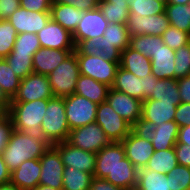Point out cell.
I'll return each instance as SVG.
<instances>
[{
	"label": "cell",
	"instance_id": "9",
	"mask_svg": "<svg viewBox=\"0 0 190 190\" xmlns=\"http://www.w3.org/2000/svg\"><path fill=\"white\" fill-rule=\"evenodd\" d=\"M67 142L76 148L98 153L111 141L96 122L70 130Z\"/></svg>",
	"mask_w": 190,
	"mask_h": 190
},
{
	"label": "cell",
	"instance_id": "1",
	"mask_svg": "<svg viewBox=\"0 0 190 190\" xmlns=\"http://www.w3.org/2000/svg\"><path fill=\"white\" fill-rule=\"evenodd\" d=\"M47 103L48 99L11 102L8 115L13 122V128L40 142H49L41 127L43 116L47 110Z\"/></svg>",
	"mask_w": 190,
	"mask_h": 190
},
{
	"label": "cell",
	"instance_id": "11",
	"mask_svg": "<svg viewBox=\"0 0 190 190\" xmlns=\"http://www.w3.org/2000/svg\"><path fill=\"white\" fill-rule=\"evenodd\" d=\"M126 157L137 169L145 168L154 153L149 136L138 128H134L122 141Z\"/></svg>",
	"mask_w": 190,
	"mask_h": 190
},
{
	"label": "cell",
	"instance_id": "19",
	"mask_svg": "<svg viewBox=\"0 0 190 190\" xmlns=\"http://www.w3.org/2000/svg\"><path fill=\"white\" fill-rule=\"evenodd\" d=\"M51 19L50 12H36L19 7L7 20L17 33L37 34Z\"/></svg>",
	"mask_w": 190,
	"mask_h": 190
},
{
	"label": "cell",
	"instance_id": "46",
	"mask_svg": "<svg viewBox=\"0 0 190 190\" xmlns=\"http://www.w3.org/2000/svg\"><path fill=\"white\" fill-rule=\"evenodd\" d=\"M100 0H52V3L74 6L81 11H91L98 8Z\"/></svg>",
	"mask_w": 190,
	"mask_h": 190
},
{
	"label": "cell",
	"instance_id": "13",
	"mask_svg": "<svg viewBox=\"0 0 190 190\" xmlns=\"http://www.w3.org/2000/svg\"><path fill=\"white\" fill-rule=\"evenodd\" d=\"M177 106L174 102H162L146 98L142 102V116L138 129L145 130L161 124L174 121Z\"/></svg>",
	"mask_w": 190,
	"mask_h": 190
},
{
	"label": "cell",
	"instance_id": "50",
	"mask_svg": "<svg viewBox=\"0 0 190 190\" xmlns=\"http://www.w3.org/2000/svg\"><path fill=\"white\" fill-rule=\"evenodd\" d=\"M20 7V0H0V19H8Z\"/></svg>",
	"mask_w": 190,
	"mask_h": 190
},
{
	"label": "cell",
	"instance_id": "28",
	"mask_svg": "<svg viewBox=\"0 0 190 190\" xmlns=\"http://www.w3.org/2000/svg\"><path fill=\"white\" fill-rule=\"evenodd\" d=\"M120 67L132 72L139 78L151 74V59L142 55L139 51L130 46L121 52Z\"/></svg>",
	"mask_w": 190,
	"mask_h": 190
},
{
	"label": "cell",
	"instance_id": "17",
	"mask_svg": "<svg viewBox=\"0 0 190 190\" xmlns=\"http://www.w3.org/2000/svg\"><path fill=\"white\" fill-rule=\"evenodd\" d=\"M53 147L59 152L65 167H72L94 175L96 153L76 148L67 141L54 144Z\"/></svg>",
	"mask_w": 190,
	"mask_h": 190
},
{
	"label": "cell",
	"instance_id": "24",
	"mask_svg": "<svg viewBox=\"0 0 190 190\" xmlns=\"http://www.w3.org/2000/svg\"><path fill=\"white\" fill-rule=\"evenodd\" d=\"M151 74L158 79H174L175 50L159 43L158 50L151 56Z\"/></svg>",
	"mask_w": 190,
	"mask_h": 190
},
{
	"label": "cell",
	"instance_id": "20",
	"mask_svg": "<svg viewBox=\"0 0 190 190\" xmlns=\"http://www.w3.org/2000/svg\"><path fill=\"white\" fill-rule=\"evenodd\" d=\"M126 157L122 142H111L96 153L94 177L106 176Z\"/></svg>",
	"mask_w": 190,
	"mask_h": 190
},
{
	"label": "cell",
	"instance_id": "29",
	"mask_svg": "<svg viewBox=\"0 0 190 190\" xmlns=\"http://www.w3.org/2000/svg\"><path fill=\"white\" fill-rule=\"evenodd\" d=\"M50 15L53 21L73 33L83 17V11L76 9L74 6L52 3Z\"/></svg>",
	"mask_w": 190,
	"mask_h": 190
},
{
	"label": "cell",
	"instance_id": "14",
	"mask_svg": "<svg viewBox=\"0 0 190 190\" xmlns=\"http://www.w3.org/2000/svg\"><path fill=\"white\" fill-rule=\"evenodd\" d=\"M170 26L166 13L141 16L129 13L126 28L129 36L153 35L161 37Z\"/></svg>",
	"mask_w": 190,
	"mask_h": 190
},
{
	"label": "cell",
	"instance_id": "21",
	"mask_svg": "<svg viewBox=\"0 0 190 190\" xmlns=\"http://www.w3.org/2000/svg\"><path fill=\"white\" fill-rule=\"evenodd\" d=\"M143 131L149 136L154 151L168 150L175 147L177 143L179 126L175 121L161 122Z\"/></svg>",
	"mask_w": 190,
	"mask_h": 190
},
{
	"label": "cell",
	"instance_id": "10",
	"mask_svg": "<svg viewBox=\"0 0 190 190\" xmlns=\"http://www.w3.org/2000/svg\"><path fill=\"white\" fill-rule=\"evenodd\" d=\"M98 104L73 93L65 97V114L70 130L96 121Z\"/></svg>",
	"mask_w": 190,
	"mask_h": 190
},
{
	"label": "cell",
	"instance_id": "34",
	"mask_svg": "<svg viewBox=\"0 0 190 190\" xmlns=\"http://www.w3.org/2000/svg\"><path fill=\"white\" fill-rule=\"evenodd\" d=\"M165 13L170 26L190 33V4H166Z\"/></svg>",
	"mask_w": 190,
	"mask_h": 190
},
{
	"label": "cell",
	"instance_id": "55",
	"mask_svg": "<svg viewBox=\"0 0 190 190\" xmlns=\"http://www.w3.org/2000/svg\"><path fill=\"white\" fill-rule=\"evenodd\" d=\"M177 143L190 146V125L179 128Z\"/></svg>",
	"mask_w": 190,
	"mask_h": 190
},
{
	"label": "cell",
	"instance_id": "2",
	"mask_svg": "<svg viewBox=\"0 0 190 190\" xmlns=\"http://www.w3.org/2000/svg\"><path fill=\"white\" fill-rule=\"evenodd\" d=\"M51 146L50 142H40L14 129L1 156L12 172L26 160L39 159Z\"/></svg>",
	"mask_w": 190,
	"mask_h": 190
},
{
	"label": "cell",
	"instance_id": "36",
	"mask_svg": "<svg viewBox=\"0 0 190 190\" xmlns=\"http://www.w3.org/2000/svg\"><path fill=\"white\" fill-rule=\"evenodd\" d=\"M98 8L108 23L126 24L129 16L128 4H116L100 0Z\"/></svg>",
	"mask_w": 190,
	"mask_h": 190
},
{
	"label": "cell",
	"instance_id": "23",
	"mask_svg": "<svg viewBox=\"0 0 190 190\" xmlns=\"http://www.w3.org/2000/svg\"><path fill=\"white\" fill-rule=\"evenodd\" d=\"M75 50H58L40 47L33 55L34 73L48 76Z\"/></svg>",
	"mask_w": 190,
	"mask_h": 190
},
{
	"label": "cell",
	"instance_id": "12",
	"mask_svg": "<svg viewBox=\"0 0 190 190\" xmlns=\"http://www.w3.org/2000/svg\"><path fill=\"white\" fill-rule=\"evenodd\" d=\"M54 97L48 76L31 73L20 82L18 91L11 102H29Z\"/></svg>",
	"mask_w": 190,
	"mask_h": 190
},
{
	"label": "cell",
	"instance_id": "30",
	"mask_svg": "<svg viewBox=\"0 0 190 190\" xmlns=\"http://www.w3.org/2000/svg\"><path fill=\"white\" fill-rule=\"evenodd\" d=\"M138 190H171L170 176L150 169H138Z\"/></svg>",
	"mask_w": 190,
	"mask_h": 190
},
{
	"label": "cell",
	"instance_id": "45",
	"mask_svg": "<svg viewBox=\"0 0 190 190\" xmlns=\"http://www.w3.org/2000/svg\"><path fill=\"white\" fill-rule=\"evenodd\" d=\"M13 130L12 120L10 119L8 113H4L0 116V154L7 146Z\"/></svg>",
	"mask_w": 190,
	"mask_h": 190
},
{
	"label": "cell",
	"instance_id": "60",
	"mask_svg": "<svg viewBox=\"0 0 190 190\" xmlns=\"http://www.w3.org/2000/svg\"><path fill=\"white\" fill-rule=\"evenodd\" d=\"M101 1L116 3V4H128L127 0H101Z\"/></svg>",
	"mask_w": 190,
	"mask_h": 190
},
{
	"label": "cell",
	"instance_id": "7",
	"mask_svg": "<svg viewBox=\"0 0 190 190\" xmlns=\"http://www.w3.org/2000/svg\"><path fill=\"white\" fill-rule=\"evenodd\" d=\"M108 24L99 8L83 11V17L72 33L76 47H87L95 39L103 37Z\"/></svg>",
	"mask_w": 190,
	"mask_h": 190
},
{
	"label": "cell",
	"instance_id": "3",
	"mask_svg": "<svg viewBox=\"0 0 190 190\" xmlns=\"http://www.w3.org/2000/svg\"><path fill=\"white\" fill-rule=\"evenodd\" d=\"M130 45L126 24L109 23L103 37L92 41L86 48L104 60L120 63L121 52Z\"/></svg>",
	"mask_w": 190,
	"mask_h": 190
},
{
	"label": "cell",
	"instance_id": "4",
	"mask_svg": "<svg viewBox=\"0 0 190 190\" xmlns=\"http://www.w3.org/2000/svg\"><path fill=\"white\" fill-rule=\"evenodd\" d=\"M80 74L112 86L120 63L104 60L86 47H76Z\"/></svg>",
	"mask_w": 190,
	"mask_h": 190
},
{
	"label": "cell",
	"instance_id": "37",
	"mask_svg": "<svg viewBox=\"0 0 190 190\" xmlns=\"http://www.w3.org/2000/svg\"><path fill=\"white\" fill-rule=\"evenodd\" d=\"M159 43H164L162 37L145 34L131 36L129 46L150 59L158 50Z\"/></svg>",
	"mask_w": 190,
	"mask_h": 190
},
{
	"label": "cell",
	"instance_id": "41",
	"mask_svg": "<svg viewBox=\"0 0 190 190\" xmlns=\"http://www.w3.org/2000/svg\"><path fill=\"white\" fill-rule=\"evenodd\" d=\"M17 31L7 19H0V58H6L12 51Z\"/></svg>",
	"mask_w": 190,
	"mask_h": 190
},
{
	"label": "cell",
	"instance_id": "26",
	"mask_svg": "<svg viewBox=\"0 0 190 190\" xmlns=\"http://www.w3.org/2000/svg\"><path fill=\"white\" fill-rule=\"evenodd\" d=\"M111 88L144 101L142 78L137 77L120 66L117 69Z\"/></svg>",
	"mask_w": 190,
	"mask_h": 190
},
{
	"label": "cell",
	"instance_id": "38",
	"mask_svg": "<svg viewBox=\"0 0 190 190\" xmlns=\"http://www.w3.org/2000/svg\"><path fill=\"white\" fill-rule=\"evenodd\" d=\"M129 13L141 16L155 15L165 12L166 4L157 0H127Z\"/></svg>",
	"mask_w": 190,
	"mask_h": 190
},
{
	"label": "cell",
	"instance_id": "16",
	"mask_svg": "<svg viewBox=\"0 0 190 190\" xmlns=\"http://www.w3.org/2000/svg\"><path fill=\"white\" fill-rule=\"evenodd\" d=\"M39 160L41 164L39 185L62 189L65 166L63 165L59 152L51 146Z\"/></svg>",
	"mask_w": 190,
	"mask_h": 190
},
{
	"label": "cell",
	"instance_id": "27",
	"mask_svg": "<svg viewBox=\"0 0 190 190\" xmlns=\"http://www.w3.org/2000/svg\"><path fill=\"white\" fill-rule=\"evenodd\" d=\"M110 88L111 87L106 84L80 74L76 82L74 93L79 96L86 97L90 101L99 105L106 101Z\"/></svg>",
	"mask_w": 190,
	"mask_h": 190
},
{
	"label": "cell",
	"instance_id": "61",
	"mask_svg": "<svg viewBox=\"0 0 190 190\" xmlns=\"http://www.w3.org/2000/svg\"><path fill=\"white\" fill-rule=\"evenodd\" d=\"M157 1H162L163 3L167 4L168 0H157Z\"/></svg>",
	"mask_w": 190,
	"mask_h": 190
},
{
	"label": "cell",
	"instance_id": "39",
	"mask_svg": "<svg viewBox=\"0 0 190 190\" xmlns=\"http://www.w3.org/2000/svg\"><path fill=\"white\" fill-rule=\"evenodd\" d=\"M33 55L10 53L5 59L16 76L21 80L33 73Z\"/></svg>",
	"mask_w": 190,
	"mask_h": 190
},
{
	"label": "cell",
	"instance_id": "35",
	"mask_svg": "<svg viewBox=\"0 0 190 190\" xmlns=\"http://www.w3.org/2000/svg\"><path fill=\"white\" fill-rule=\"evenodd\" d=\"M21 79L16 76L5 58H0V86L12 100L18 91Z\"/></svg>",
	"mask_w": 190,
	"mask_h": 190
},
{
	"label": "cell",
	"instance_id": "18",
	"mask_svg": "<svg viewBox=\"0 0 190 190\" xmlns=\"http://www.w3.org/2000/svg\"><path fill=\"white\" fill-rule=\"evenodd\" d=\"M37 36L43 48L58 50L76 49L72 33L52 19L37 33Z\"/></svg>",
	"mask_w": 190,
	"mask_h": 190
},
{
	"label": "cell",
	"instance_id": "53",
	"mask_svg": "<svg viewBox=\"0 0 190 190\" xmlns=\"http://www.w3.org/2000/svg\"><path fill=\"white\" fill-rule=\"evenodd\" d=\"M157 81H158V78H156L153 74H149L146 77H142L144 100L151 95Z\"/></svg>",
	"mask_w": 190,
	"mask_h": 190
},
{
	"label": "cell",
	"instance_id": "22",
	"mask_svg": "<svg viewBox=\"0 0 190 190\" xmlns=\"http://www.w3.org/2000/svg\"><path fill=\"white\" fill-rule=\"evenodd\" d=\"M40 172L39 159L26 160L11 172L10 182L21 190H33L39 185Z\"/></svg>",
	"mask_w": 190,
	"mask_h": 190
},
{
	"label": "cell",
	"instance_id": "51",
	"mask_svg": "<svg viewBox=\"0 0 190 190\" xmlns=\"http://www.w3.org/2000/svg\"><path fill=\"white\" fill-rule=\"evenodd\" d=\"M179 96L182 103H190V75L177 79Z\"/></svg>",
	"mask_w": 190,
	"mask_h": 190
},
{
	"label": "cell",
	"instance_id": "25",
	"mask_svg": "<svg viewBox=\"0 0 190 190\" xmlns=\"http://www.w3.org/2000/svg\"><path fill=\"white\" fill-rule=\"evenodd\" d=\"M105 180L124 190L133 189L137 186L138 169L125 157L121 160V163L106 176Z\"/></svg>",
	"mask_w": 190,
	"mask_h": 190
},
{
	"label": "cell",
	"instance_id": "32",
	"mask_svg": "<svg viewBox=\"0 0 190 190\" xmlns=\"http://www.w3.org/2000/svg\"><path fill=\"white\" fill-rule=\"evenodd\" d=\"M177 164L176 153L173 147L168 150L154 151L145 169H150L160 174H168Z\"/></svg>",
	"mask_w": 190,
	"mask_h": 190
},
{
	"label": "cell",
	"instance_id": "8",
	"mask_svg": "<svg viewBox=\"0 0 190 190\" xmlns=\"http://www.w3.org/2000/svg\"><path fill=\"white\" fill-rule=\"evenodd\" d=\"M95 122L101 126L111 142H122L134 129L113 110L107 101L97 106Z\"/></svg>",
	"mask_w": 190,
	"mask_h": 190
},
{
	"label": "cell",
	"instance_id": "49",
	"mask_svg": "<svg viewBox=\"0 0 190 190\" xmlns=\"http://www.w3.org/2000/svg\"><path fill=\"white\" fill-rule=\"evenodd\" d=\"M174 150L178 164L190 168V146L188 144L176 143Z\"/></svg>",
	"mask_w": 190,
	"mask_h": 190
},
{
	"label": "cell",
	"instance_id": "56",
	"mask_svg": "<svg viewBox=\"0 0 190 190\" xmlns=\"http://www.w3.org/2000/svg\"><path fill=\"white\" fill-rule=\"evenodd\" d=\"M11 104V99L4 93L0 86V109L4 113H8Z\"/></svg>",
	"mask_w": 190,
	"mask_h": 190
},
{
	"label": "cell",
	"instance_id": "33",
	"mask_svg": "<svg viewBox=\"0 0 190 190\" xmlns=\"http://www.w3.org/2000/svg\"><path fill=\"white\" fill-rule=\"evenodd\" d=\"M93 177V174L72 167H65L62 190H89Z\"/></svg>",
	"mask_w": 190,
	"mask_h": 190
},
{
	"label": "cell",
	"instance_id": "31",
	"mask_svg": "<svg viewBox=\"0 0 190 190\" xmlns=\"http://www.w3.org/2000/svg\"><path fill=\"white\" fill-rule=\"evenodd\" d=\"M149 99L160 100L162 102H174L178 106L181 103L178 84L176 79H158Z\"/></svg>",
	"mask_w": 190,
	"mask_h": 190
},
{
	"label": "cell",
	"instance_id": "40",
	"mask_svg": "<svg viewBox=\"0 0 190 190\" xmlns=\"http://www.w3.org/2000/svg\"><path fill=\"white\" fill-rule=\"evenodd\" d=\"M41 47L37 34L26 32L20 33L15 39L14 47L11 53L34 55V53Z\"/></svg>",
	"mask_w": 190,
	"mask_h": 190
},
{
	"label": "cell",
	"instance_id": "62",
	"mask_svg": "<svg viewBox=\"0 0 190 190\" xmlns=\"http://www.w3.org/2000/svg\"><path fill=\"white\" fill-rule=\"evenodd\" d=\"M4 114V112L0 109V116H2Z\"/></svg>",
	"mask_w": 190,
	"mask_h": 190
},
{
	"label": "cell",
	"instance_id": "54",
	"mask_svg": "<svg viewBox=\"0 0 190 190\" xmlns=\"http://www.w3.org/2000/svg\"><path fill=\"white\" fill-rule=\"evenodd\" d=\"M11 171L8 169L4 159L0 154V185L3 183L10 182Z\"/></svg>",
	"mask_w": 190,
	"mask_h": 190
},
{
	"label": "cell",
	"instance_id": "58",
	"mask_svg": "<svg viewBox=\"0 0 190 190\" xmlns=\"http://www.w3.org/2000/svg\"><path fill=\"white\" fill-rule=\"evenodd\" d=\"M167 4H182V5H186V4H190V0H168Z\"/></svg>",
	"mask_w": 190,
	"mask_h": 190
},
{
	"label": "cell",
	"instance_id": "52",
	"mask_svg": "<svg viewBox=\"0 0 190 190\" xmlns=\"http://www.w3.org/2000/svg\"><path fill=\"white\" fill-rule=\"evenodd\" d=\"M89 190H124L103 178L93 177Z\"/></svg>",
	"mask_w": 190,
	"mask_h": 190
},
{
	"label": "cell",
	"instance_id": "15",
	"mask_svg": "<svg viewBox=\"0 0 190 190\" xmlns=\"http://www.w3.org/2000/svg\"><path fill=\"white\" fill-rule=\"evenodd\" d=\"M106 101L113 110L134 128H138L142 116V102L126 93L109 89Z\"/></svg>",
	"mask_w": 190,
	"mask_h": 190
},
{
	"label": "cell",
	"instance_id": "47",
	"mask_svg": "<svg viewBox=\"0 0 190 190\" xmlns=\"http://www.w3.org/2000/svg\"><path fill=\"white\" fill-rule=\"evenodd\" d=\"M52 0H20V7L36 12H50Z\"/></svg>",
	"mask_w": 190,
	"mask_h": 190
},
{
	"label": "cell",
	"instance_id": "57",
	"mask_svg": "<svg viewBox=\"0 0 190 190\" xmlns=\"http://www.w3.org/2000/svg\"><path fill=\"white\" fill-rule=\"evenodd\" d=\"M0 190H21L11 182L3 183L0 185Z\"/></svg>",
	"mask_w": 190,
	"mask_h": 190
},
{
	"label": "cell",
	"instance_id": "6",
	"mask_svg": "<svg viewBox=\"0 0 190 190\" xmlns=\"http://www.w3.org/2000/svg\"><path fill=\"white\" fill-rule=\"evenodd\" d=\"M79 76L80 70L75 49L48 75L54 96L67 97L72 95Z\"/></svg>",
	"mask_w": 190,
	"mask_h": 190
},
{
	"label": "cell",
	"instance_id": "42",
	"mask_svg": "<svg viewBox=\"0 0 190 190\" xmlns=\"http://www.w3.org/2000/svg\"><path fill=\"white\" fill-rule=\"evenodd\" d=\"M174 79L190 75V43L175 50Z\"/></svg>",
	"mask_w": 190,
	"mask_h": 190
},
{
	"label": "cell",
	"instance_id": "44",
	"mask_svg": "<svg viewBox=\"0 0 190 190\" xmlns=\"http://www.w3.org/2000/svg\"><path fill=\"white\" fill-rule=\"evenodd\" d=\"M165 45L176 50L190 43V33L183 32L175 27L169 26L161 36Z\"/></svg>",
	"mask_w": 190,
	"mask_h": 190
},
{
	"label": "cell",
	"instance_id": "59",
	"mask_svg": "<svg viewBox=\"0 0 190 190\" xmlns=\"http://www.w3.org/2000/svg\"><path fill=\"white\" fill-rule=\"evenodd\" d=\"M33 190H62V189H56V188H52V187H48V186H44V185H38Z\"/></svg>",
	"mask_w": 190,
	"mask_h": 190
},
{
	"label": "cell",
	"instance_id": "43",
	"mask_svg": "<svg viewBox=\"0 0 190 190\" xmlns=\"http://www.w3.org/2000/svg\"><path fill=\"white\" fill-rule=\"evenodd\" d=\"M171 190H190V168L177 164L168 174Z\"/></svg>",
	"mask_w": 190,
	"mask_h": 190
},
{
	"label": "cell",
	"instance_id": "5",
	"mask_svg": "<svg viewBox=\"0 0 190 190\" xmlns=\"http://www.w3.org/2000/svg\"><path fill=\"white\" fill-rule=\"evenodd\" d=\"M65 97L48 99L47 110L43 116L41 127L46 139L52 144L67 141L70 128L65 114Z\"/></svg>",
	"mask_w": 190,
	"mask_h": 190
},
{
	"label": "cell",
	"instance_id": "48",
	"mask_svg": "<svg viewBox=\"0 0 190 190\" xmlns=\"http://www.w3.org/2000/svg\"><path fill=\"white\" fill-rule=\"evenodd\" d=\"M174 121L179 128L190 125V103H180L177 106Z\"/></svg>",
	"mask_w": 190,
	"mask_h": 190
}]
</instances>
